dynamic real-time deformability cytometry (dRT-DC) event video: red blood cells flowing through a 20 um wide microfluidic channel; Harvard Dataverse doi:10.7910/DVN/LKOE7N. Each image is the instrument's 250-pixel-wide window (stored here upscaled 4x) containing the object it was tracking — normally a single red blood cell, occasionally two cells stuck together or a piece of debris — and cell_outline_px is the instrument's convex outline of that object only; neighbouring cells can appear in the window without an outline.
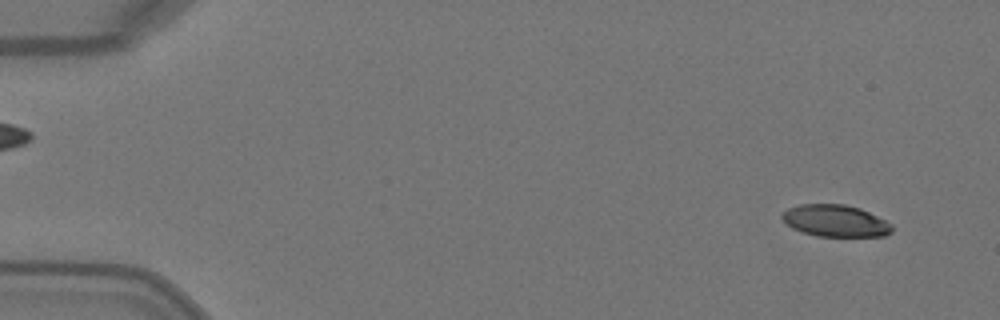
{"species": "Egyptian fruit bat (a non-hibernating species)", "species_latin": "Rousettus aegyptiacus", "temperature_condition": "warm", "stored_images_in_passage": 3, "camera_frame_rate_fps": 3000, "um_per_image_px": 0.085, "animal": {"sex": "female"}, "frame": {"image": 1, "passage_image": 1, "time_ms": 0.0, "image_size_px": [1000, 320], "cell_outline_px": [[892, 232], [884, 236], [816, 236], [792, 228], [780, 216], [788, 208], [800, 204], [844, 204], [860, 208], [892, 224]], "centroid_in_image_um": [71.01, 18.76], "position_along_channel_um": 14.0, "area_um2": 20.23}}
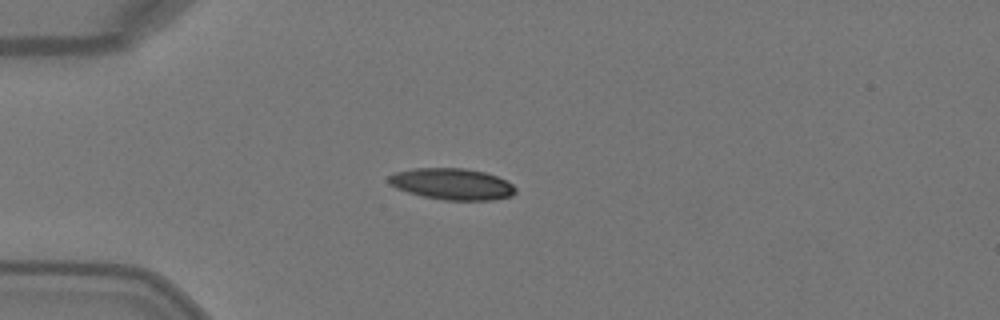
{"frame": {"image": 2, "passage_image": 3, "time_ms": 0.667, "image_size_px": [1000, 320], "cell_outline_px": [[516, 192], [512, 196], [492, 200], [444, 200], [424, 196], [408, 192], [396, 188], [388, 184], [388, 176], [396, 172], [412, 168], [464, 168], [484, 172], [496, 176], [512, 184], [516, 188]], "centroid_in_image_um": [38.41, 15.64], "position_along_channel_um": 46.6, "area_um2": 23.18}}